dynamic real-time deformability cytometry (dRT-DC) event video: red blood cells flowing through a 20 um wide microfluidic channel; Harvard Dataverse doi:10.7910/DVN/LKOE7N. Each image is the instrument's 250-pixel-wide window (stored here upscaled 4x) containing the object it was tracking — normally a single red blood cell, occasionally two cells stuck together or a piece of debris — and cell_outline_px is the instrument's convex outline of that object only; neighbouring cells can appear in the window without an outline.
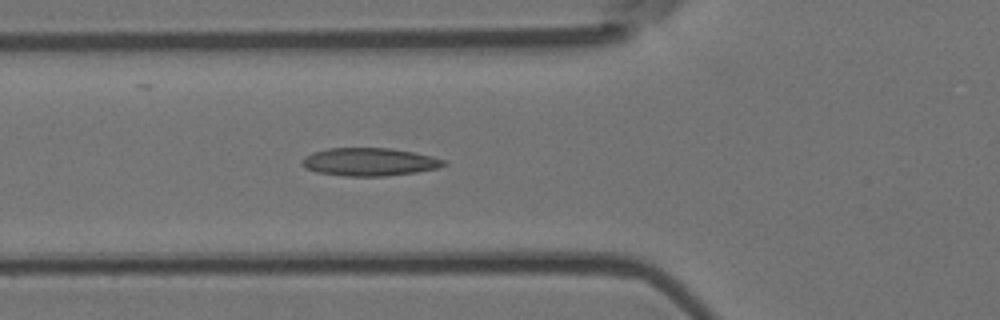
{"species": "Egyptian fruit bat (a non-hibernating species)", "species_latin": "Rousettus aegyptiacus", "temperature_condition": "room temperature", "stored_images_in_passage": 5, "camera_frame_rate_fps": 3000, "um_per_image_px": 0.085, "animal": {"sex": "female"}, "frame": {"image": 1, "passage_image": 5, "time_ms": 1.333, "image_size_px": [1000, 320], "cell_outline_px": [[448, 164], [436, 168], [416, 172], [384, 176], [348, 176], [316, 172], [304, 168], [300, 164], [304, 156], [312, 152], [328, 148], [392, 148], [432, 156], [448, 160]], "centroid_in_image_um": [31.38, 13.75], "position_along_channel_um": 94.4, "area_um2": 23.24}}